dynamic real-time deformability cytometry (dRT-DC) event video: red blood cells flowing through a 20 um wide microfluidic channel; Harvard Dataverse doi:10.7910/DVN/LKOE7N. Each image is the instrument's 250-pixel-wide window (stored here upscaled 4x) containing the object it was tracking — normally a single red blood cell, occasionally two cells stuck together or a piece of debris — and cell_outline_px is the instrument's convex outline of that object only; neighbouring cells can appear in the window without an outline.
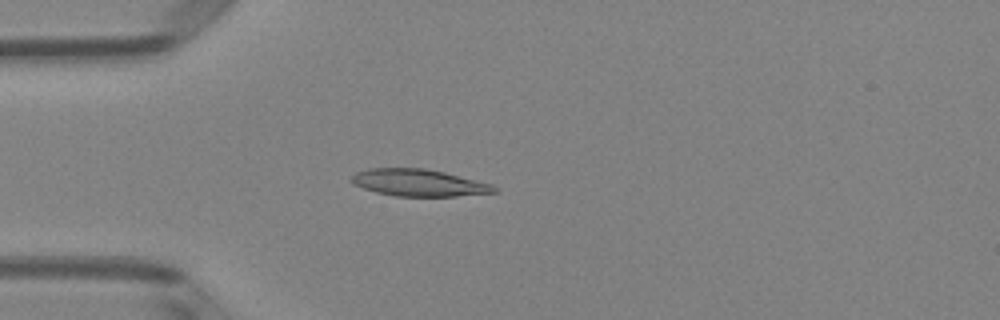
{"species": "Egyptian fruit bat (a non-hibernating species)", "species_latin": "Rousettus aegyptiacus", "temperature_condition": "room temperature", "stored_images_in_passage": 51, "camera_frame_rate_fps": 3000, "um_per_image_px": 0.085, "animal": {"sex": "female"}, "frame": {"image": 1, "passage_image": 14, "time_ms": 4.333, "image_size_px": [1000, 320], "cell_outline_px": [[496, 192], [456, 196], [396, 196], [376, 192], [352, 184], [348, 180], [356, 172], [368, 168], [424, 168], [444, 172], [492, 184], [496, 188]], "centroid_in_image_um": [35.54, 15.53], "position_along_channel_um": 49.5, "area_um2": 22.37}}
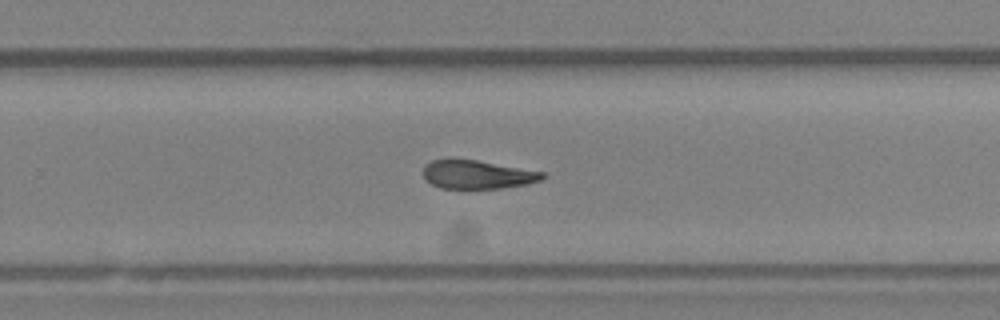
{"frame": {"image": 2, "passage_image": 33, "time_ms": 10.667, "image_size_px": [1000, 320], "cell_outline_px": [[548, 176], [540, 180], [528, 184], [500, 188], [440, 188], [424, 180], [424, 164], [432, 160], [448, 156], [476, 160], [544, 172]], "centroid_in_image_um": [40.52, 14.8], "position_along_channel_um": 289.3, "area_um2": 20.29}}
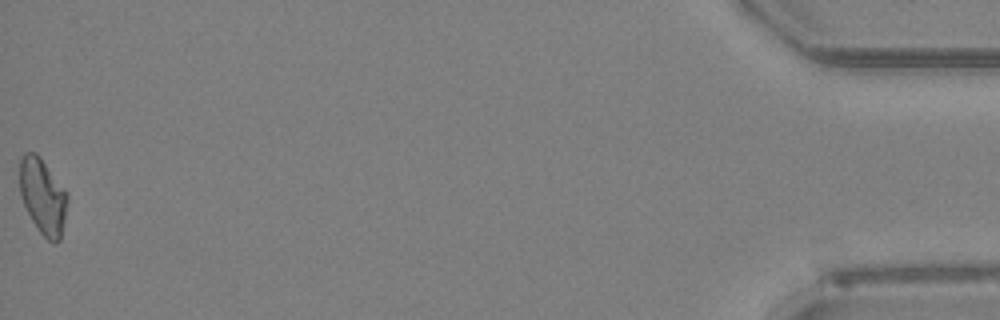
{"frame": {"image": 3, "passage_image": 51, "time_ms": 16.667, "image_size_px": [1000, 320], "cell_outline_px": [[68, 200], [60, 240], [56, 244], [52, 244], [40, 232], [32, 220], [20, 196], [20, 156], [24, 152], [36, 152], [40, 156], [68, 192]], "centroid_in_image_um": [3.65, 16.66], "position_along_channel_um": 431.6, "area_um2": 21.21}, "authors_computed_cell_mechanics": {"area_um2": 21.675, "velocity_mm_per_s": 4.001, "shape_relaxation_time_tau1_ms": 3.6832, "shape_relaxation_time_tau2_ms": 3.9929, "deformation_change_tau1": 0.1417, "deformation_change_tau2": 0.1198}}